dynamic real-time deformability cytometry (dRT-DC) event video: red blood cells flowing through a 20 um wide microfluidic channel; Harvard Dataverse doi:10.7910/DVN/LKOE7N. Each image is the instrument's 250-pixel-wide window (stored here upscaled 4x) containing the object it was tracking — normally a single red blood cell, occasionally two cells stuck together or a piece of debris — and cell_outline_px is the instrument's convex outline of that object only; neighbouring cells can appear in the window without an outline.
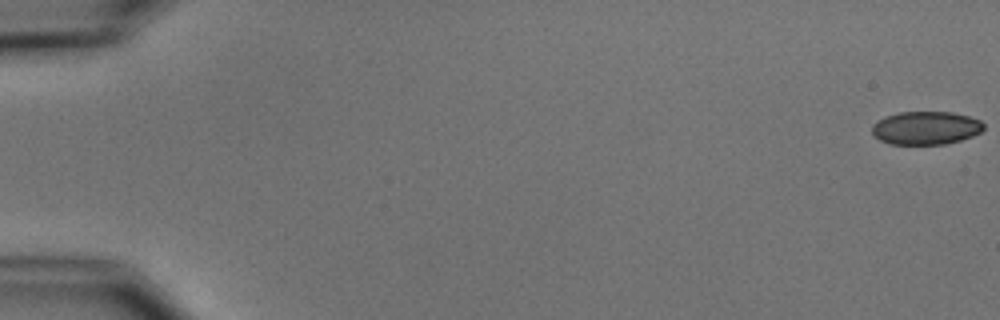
{"species": "common noctule bat (a hibernating species)", "species_latin": "Nyctalus noctula", "temperature_condition": "cold", "stored_images_in_passage": 7, "camera_frame_rate_fps": 3000, "um_per_image_px": 0.085, "animal": {"sex": "male", "body_mass_g": 15.6}, "frame": {"image": 1, "passage_image": 1, "time_ms": 0.0, "image_size_px": [1000, 320], "cell_outline_px": [[984, 128], [980, 132], [972, 136], [960, 140], [944, 144], [892, 144], [880, 140], [872, 132], [872, 124], [884, 116], [900, 112], [952, 112], [968, 116], [980, 120], [984, 124]], "centroid_in_image_um": [78.69, 10.87], "position_along_channel_um": 6.3, "area_um2": 21.56}}
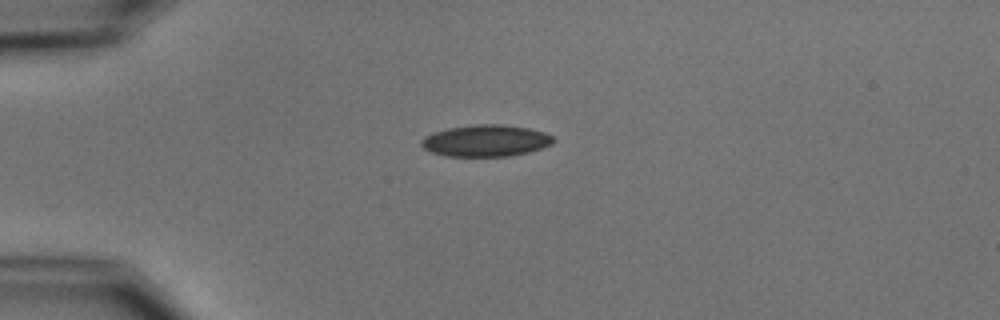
{"frame": {"image": 2, "passage_image": 5, "time_ms": 4.667, "image_size_px": [1000, 320], "cell_outline_px": [[556, 140], [552, 144], [528, 152], [512, 156], [444, 156], [432, 152], [424, 148], [420, 144], [420, 140], [424, 136], [432, 132], [448, 128], [476, 124], [500, 124], [528, 128], [544, 132], [552, 136]], "centroid_in_image_um": [41.27, 11.96], "position_along_channel_um": 43.7, "area_um2": 24.45}}